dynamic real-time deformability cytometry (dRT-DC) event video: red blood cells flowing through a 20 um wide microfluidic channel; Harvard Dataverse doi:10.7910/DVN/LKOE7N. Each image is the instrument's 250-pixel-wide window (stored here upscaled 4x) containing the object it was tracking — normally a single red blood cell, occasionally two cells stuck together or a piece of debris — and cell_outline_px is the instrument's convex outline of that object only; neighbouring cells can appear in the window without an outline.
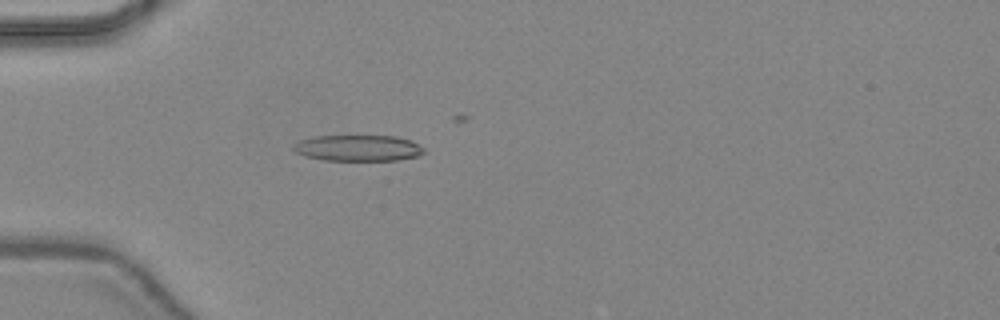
{"species": "common noctule bat (a hibernating species)", "species_latin": "Nyctalus noctula", "temperature_condition": "warm", "stored_images_in_passage": 18, "camera_frame_rate_fps": 3000, "um_per_image_px": 0.085, "animal": {"sex": "female", "body_mass_g": 24.6, "forearm_length_mm": 56.2}, "frame": {"image": 1, "passage_image": 4, "time_ms": 1.0, "image_size_px": [1000, 320], "cell_outline_px": [[424, 152], [416, 156], [396, 160], [324, 160], [304, 156], [296, 152], [292, 148], [292, 144], [300, 140], [312, 136], [396, 136], [412, 140], [424, 148]], "centroid_in_image_um": [30.4, 12.57], "position_along_channel_um": 54.6, "area_um2": 19.88}}
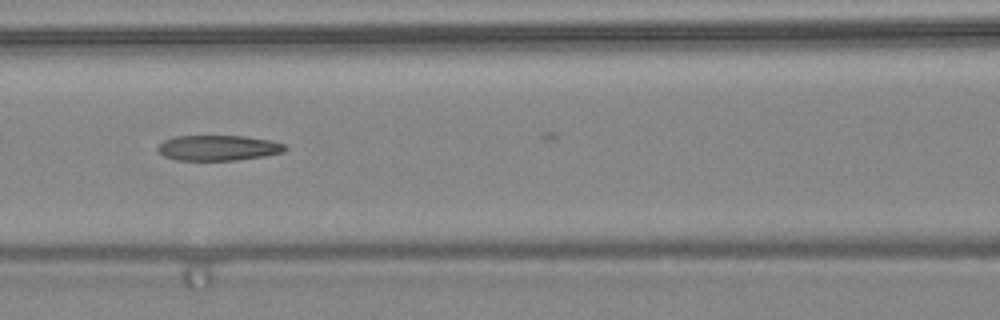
{"frame": {"image": 2, "passage_image": 11, "time_ms": 3.333, "image_size_px": [1000, 320], "cell_outline_px": [[288, 148], [284, 152], [264, 156], [236, 160], [176, 160], [164, 156], [156, 148], [164, 140], [172, 136], [244, 136], [272, 140], [284, 144]], "centroid_in_image_um": [18.56, 12.56], "position_along_channel_um": 148.0, "area_um2": 18.9}}
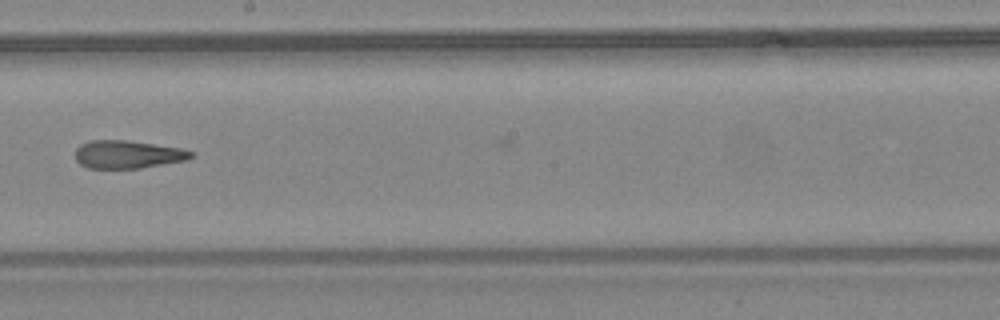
{"frame": {"image": 3, "passage_image": 17, "time_ms": 5.333, "image_size_px": [1000, 320], "cell_outline_px": [[196, 156], [188, 160], [140, 168], [88, 168], [80, 164], [76, 160], [76, 148], [80, 144], [92, 140], [128, 140], [180, 148], [192, 152]], "centroid_in_image_um": [10.87, 13.12], "position_along_channel_um": 237.3, "area_um2": 18.9}}